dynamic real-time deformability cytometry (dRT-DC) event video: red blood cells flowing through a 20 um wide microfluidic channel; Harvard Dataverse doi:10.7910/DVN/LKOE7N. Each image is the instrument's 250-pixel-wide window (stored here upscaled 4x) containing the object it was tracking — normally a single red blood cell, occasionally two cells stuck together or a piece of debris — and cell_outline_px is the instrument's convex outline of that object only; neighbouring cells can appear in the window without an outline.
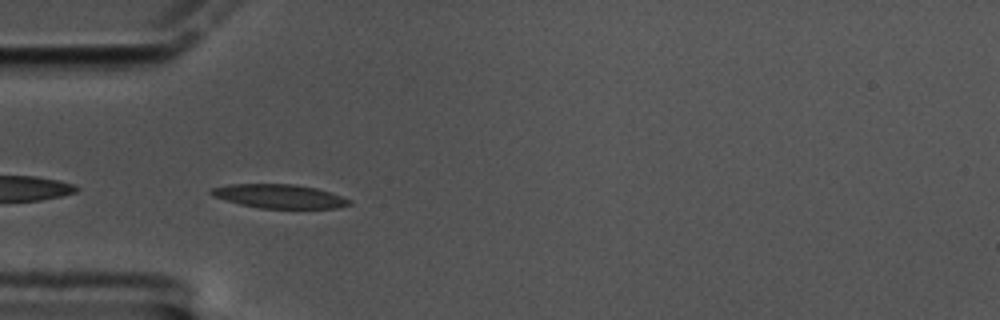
{"species": "common noctule bat (a hibernating species)", "species_latin": "Nyctalus noctula", "temperature_condition": "cold", "stored_images_in_passage": 43, "camera_frame_rate_fps": 3000, "um_per_image_px": 0.085, "animal": {"sex": "male", "body_mass_g": 17.5, "forearm_length_mm": 52.3}, "frame": {"image": 1, "passage_image": 2, "time_ms": 0.333, "image_size_px": [1000, 320], "cell_outline_px": [[352, 204], [336, 208], [260, 208], [240, 204], [212, 196], [208, 192], [212, 188], [228, 184], [296, 184], [316, 188], [352, 200]], "centroid_in_image_um": [23.72, 16.68], "position_along_channel_um": 61.3, "area_um2": 19.13}}
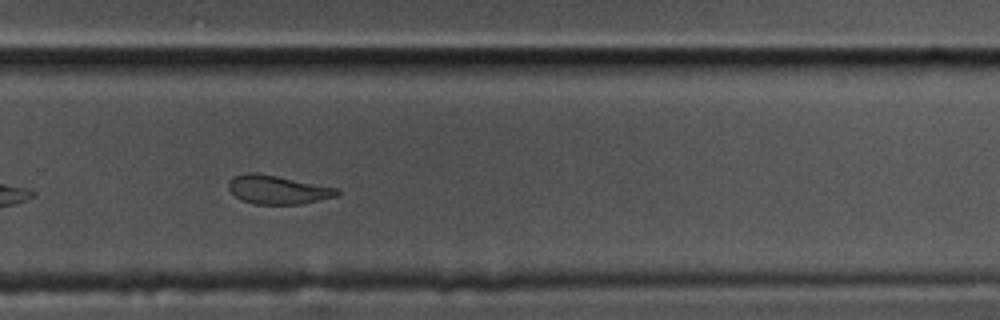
{"frame": {"image": 2, "passage_image": 24, "time_ms": 7.667, "image_size_px": [1000, 320], "cell_outline_px": [[340, 192], [336, 196], [300, 204], [256, 204], [240, 200], [228, 188], [228, 180], [232, 176], [244, 172], [256, 172], [340, 188]], "centroid_in_image_um": [23.57, 16.11], "position_along_channel_um": 306.2, "area_um2": 18.26}}
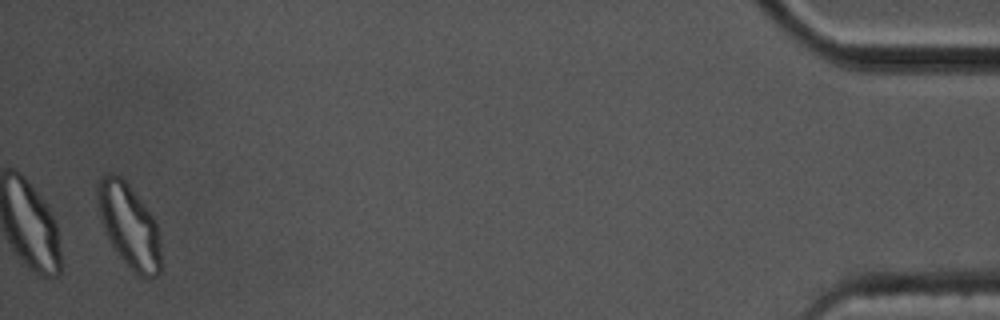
{"frame": {"image": 3, "passage_image": 42, "time_ms": 13.667, "image_size_px": [1000, 320], "cell_outline_px": [[164, 264], [160, 272], [156, 276], [148, 280], [140, 276], [116, 252], [104, 228], [100, 216], [96, 192], [96, 188], [100, 180], [108, 172], [112, 172], [120, 176], [128, 184], [144, 204], [156, 220], [160, 232]], "centroid_in_image_um": [11.05, 19.22], "position_along_channel_um": 424.1, "area_um2": 31.27}, "authors_computed_cell_mechanics": {"area_um2": 19.2474, "velocity_mm_per_s": 3.3767, "shape_relaxation_time_tau1_ms": 5.6823, "shape_relaxation_time_tau2_ms": 3.3855, "deformation_change_tau1": 0.1581, "deformation_change_tau2": 0.0919}}